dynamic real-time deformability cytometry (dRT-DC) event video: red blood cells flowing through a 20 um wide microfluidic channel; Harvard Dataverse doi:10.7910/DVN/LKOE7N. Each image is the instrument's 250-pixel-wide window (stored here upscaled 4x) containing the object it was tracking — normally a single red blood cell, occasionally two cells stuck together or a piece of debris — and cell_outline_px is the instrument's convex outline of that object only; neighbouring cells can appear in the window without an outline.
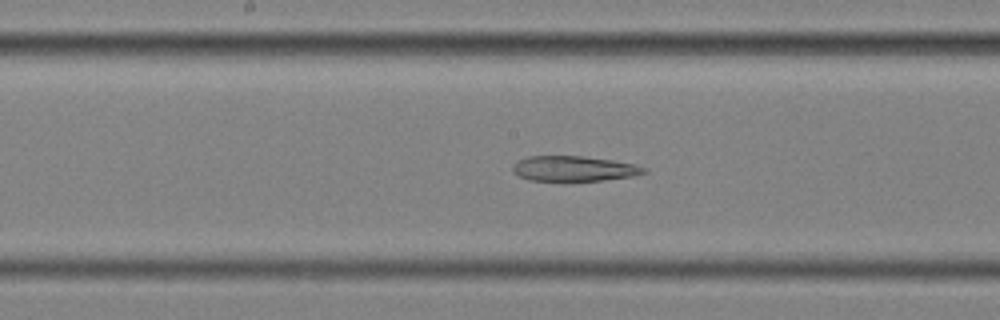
{"species": "common noctule bat (a hibernating species)", "species_latin": "Nyctalus noctula", "temperature_condition": "cold", "stored_images_in_passage": 49, "segment_of_instrument_passage": [2, 2], "camera_frame_rate_fps": 3000, "um_per_image_px": 0.085, "animal": {"sex": "female", "body_mass_g": 25.1}, "frame": {"image": 1, "passage_image": 28, "time_ms": 9.0, "image_size_px": [1000, 320], "cell_outline_px": [[648, 172], [632, 176], [604, 180], [528, 180], [512, 172], [512, 164], [528, 156], [584, 156], [612, 160], [636, 164], [648, 168]], "centroid_in_image_um": [48.81, 14.32], "position_along_channel_um": 199.4, "area_um2": 19.25}}
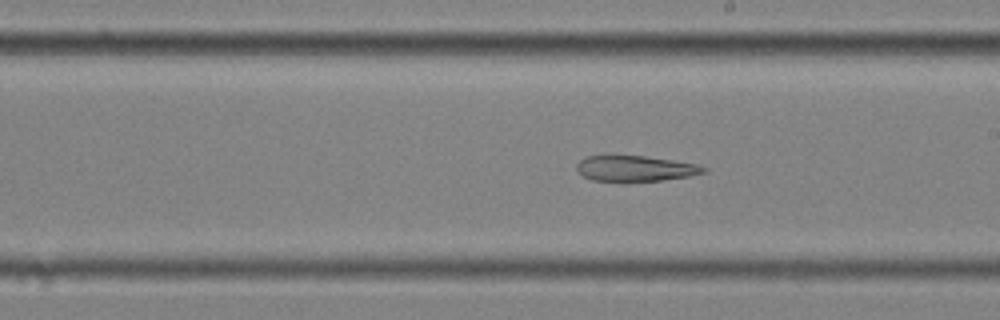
{"frame": {"image": 2, "passage_image": 31, "time_ms": 10.0, "image_size_px": [1000, 320], "cell_outline_px": [[708, 172], [688, 176], [660, 180], [624, 184], [592, 180], [576, 172], [576, 164], [584, 156], [644, 156], [700, 164], [708, 168]], "centroid_in_image_um": [53.98, 14.36], "position_along_channel_um": 235.0, "area_um2": 19.71}}
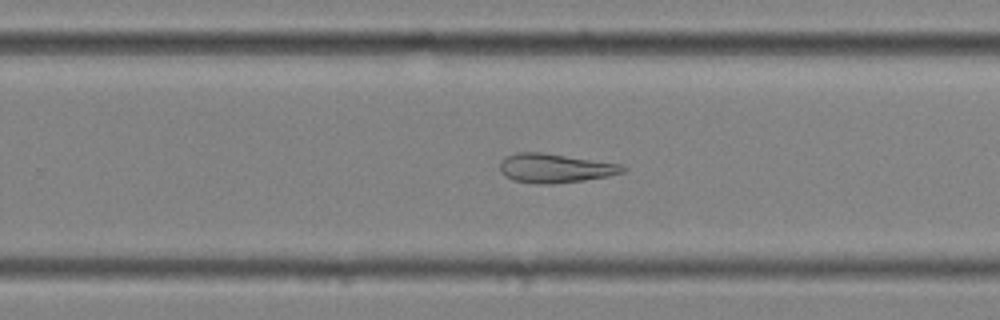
{"frame": {"image": 3, "passage_image": 35, "time_ms": 11.333, "image_size_px": [1000, 320], "cell_outline_px": [[628, 168], [624, 172], [608, 176], [584, 180], [552, 184], [536, 184], [512, 180], [504, 176], [500, 172], [500, 160], [504, 156], [516, 152], [540, 152], [620, 164]], "centroid_in_image_um": [47.12, 14.3], "position_along_channel_um": 282.7, "area_um2": 20.92}}